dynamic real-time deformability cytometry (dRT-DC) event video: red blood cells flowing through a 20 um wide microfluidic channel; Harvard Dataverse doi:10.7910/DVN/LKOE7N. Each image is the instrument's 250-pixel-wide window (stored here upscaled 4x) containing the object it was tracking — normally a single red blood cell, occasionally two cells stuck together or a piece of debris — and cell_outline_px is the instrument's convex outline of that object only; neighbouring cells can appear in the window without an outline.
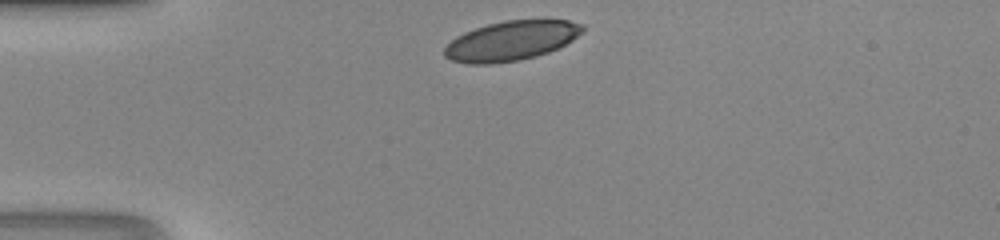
{"species": "human", "species_latin": "Homo sapiens", "temperature_condition": "room temperature", "stored_images_in_passage": 27, "camera_frame_rate_fps": 3000, "um_per_image_px": 0.085, "donor": {"sex": "male"}, "frame": {"image": 1, "passage_image": 1, "time_ms": 0.0, "image_size_px": [1000, 240], "cell_outline_px": [[584, 28], [572, 40], [548, 52], [536, 56], [520, 60], [492, 64], [468, 64], [452, 60], [444, 56], [444, 48], [456, 36], [464, 32], [488, 24], [504, 20], [544, 16], [568, 20], [584, 24]], "centroid_in_image_um": [43.49, 3.41], "position_along_channel_um": 41.5, "area_um2": 32.6}}
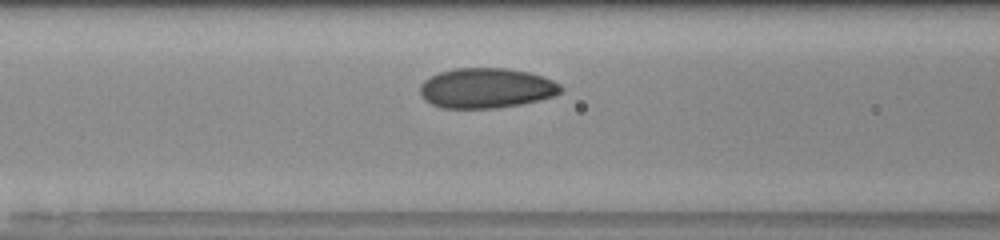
{"frame": {"image": 2, "passage_image": 9, "time_ms": 2.667, "image_size_px": [1000, 240], "cell_outline_px": [[564, 88], [560, 92], [552, 96], [540, 100], [520, 104], [496, 108], [444, 108], [432, 104], [424, 100], [420, 96], [420, 84], [424, 80], [440, 72], [452, 68], [504, 68], [528, 72], [544, 76], [560, 84]], "centroid_in_image_um": [41.32, 7.49], "position_along_channel_um": 125.3, "area_um2": 32.95}}
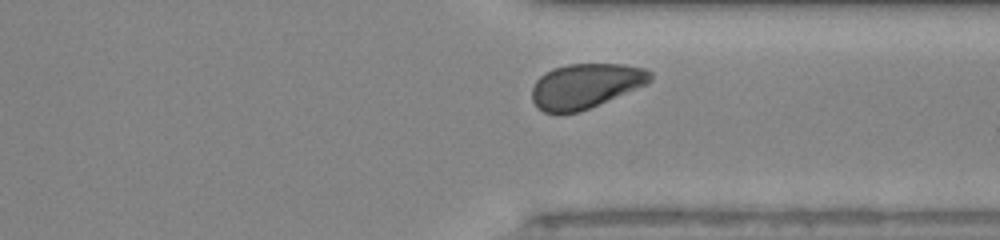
{"frame": {"image": 3, "passage_image": 25, "time_ms": 8.0, "image_size_px": [1000, 240], "cell_outline_px": [[652, 80], [648, 84], [580, 112], [556, 116], [544, 112], [532, 100], [532, 84], [544, 72], [552, 68], [568, 64], [624, 64], [644, 68], [652, 72]], "centroid_in_image_um": [49.75, 7.32], "position_along_channel_um": 361.6, "area_um2": 31.44}}